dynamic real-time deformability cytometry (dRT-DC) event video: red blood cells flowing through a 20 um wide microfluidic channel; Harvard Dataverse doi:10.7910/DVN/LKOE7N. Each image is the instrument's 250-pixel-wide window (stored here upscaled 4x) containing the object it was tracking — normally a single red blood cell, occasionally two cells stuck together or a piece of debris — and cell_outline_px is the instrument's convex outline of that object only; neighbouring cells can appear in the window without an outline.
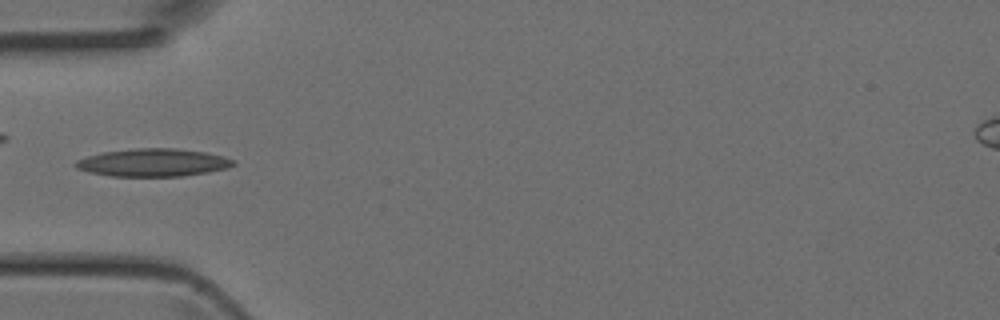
{"species": "Egyptian fruit bat (a non-hibernating species)", "species_latin": "Rousettus aegyptiacus", "temperature_condition": "room temperature", "stored_images_in_passage": 3, "camera_frame_rate_fps": 3000, "um_per_image_px": 0.085, "animal": {"sex": "female"}, "frame": {"image": 1, "passage_image": 3, "time_ms": 0.667, "image_size_px": [1000, 320], "cell_outline_px": [[236, 164], [228, 168], [208, 172], [184, 176], [112, 176], [88, 172], [76, 168], [72, 164], [76, 160], [88, 156], [104, 152], [136, 148], [172, 148], [204, 152], [224, 156], [236, 160]], "centroid_in_image_um": [13.02, 13.82], "position_along_channel_um": 72.0, "area_um2": 25.61}}